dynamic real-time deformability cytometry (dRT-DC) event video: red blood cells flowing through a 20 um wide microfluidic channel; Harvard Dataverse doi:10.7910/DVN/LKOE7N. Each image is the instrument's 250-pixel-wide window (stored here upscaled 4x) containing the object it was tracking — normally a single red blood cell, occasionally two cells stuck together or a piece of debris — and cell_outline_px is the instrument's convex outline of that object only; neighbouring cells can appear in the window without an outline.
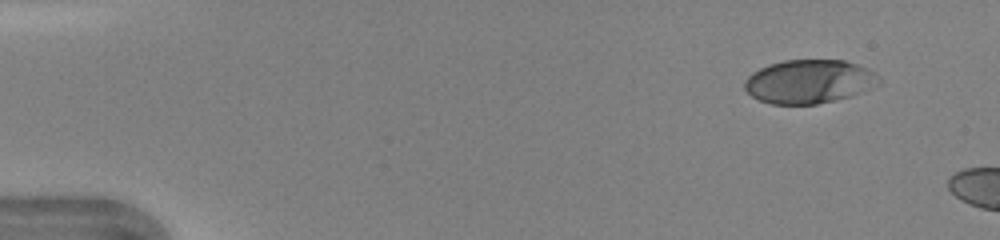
{"species": "human", "species_latin": "Homo sapiens", "temperature_condition": "warm", "stored_images_in_passage": 6, "camera_frame_rate_fps": 3000, "um_per_image_px": 0.085, "donor": {"sex": "female"}, "frame": {"image": 1, "passage_image": 1, "time_ms": 0.0, "image_size_px": [1000, 240], "cell_outline_px": [[880, 84], [872, 88], [848, 96], [816, 104], [772, 104], [760, 100], [752, 96], [744, 88], [744, 80], [752, 72], [768, 64], [784, 60], [844, 60], [868, 68], [880, 76]], "centroid_in_image_um": [68.77, 6.92], "position_along_channel_um": 16.2, "area_um2": 34.16}}